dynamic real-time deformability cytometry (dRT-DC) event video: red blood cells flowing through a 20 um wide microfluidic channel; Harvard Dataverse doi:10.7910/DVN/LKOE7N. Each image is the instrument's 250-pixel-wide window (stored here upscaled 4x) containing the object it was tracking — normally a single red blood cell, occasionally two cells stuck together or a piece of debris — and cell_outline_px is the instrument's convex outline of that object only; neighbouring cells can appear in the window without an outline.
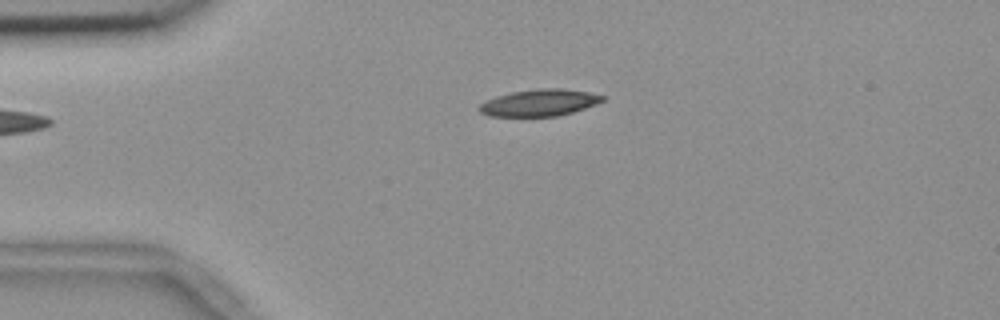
{"species": "common noctule bat (a hibernating species)", "species_latin": "Nyctalus noctula", "temperature_condition": "room temperature", "stored_images_in_passage": 43, "camera_frame_rate_fps": 3000, "um_per_image_px": 0.085, "animal": {"sex": "female", "body_mass_g": 18.4}, "frame": {"image": 1, "passage_image": 1, "time_ms": 0.0, "image_size_px": [1000, 320], "cell_outline_px": [[604, 100], [596, 104], [572, 112], [556, 116], [488, 116], [480, 112], [476, 108], [480, 104], [496, 96], [512, 92], [540, 88], [560, 88], [588, 92], [604, 96]], "centroid_in_image_um": [45.82, 8.73], "position_along_channel_um": 39.2, "area_um2": 19.07}}
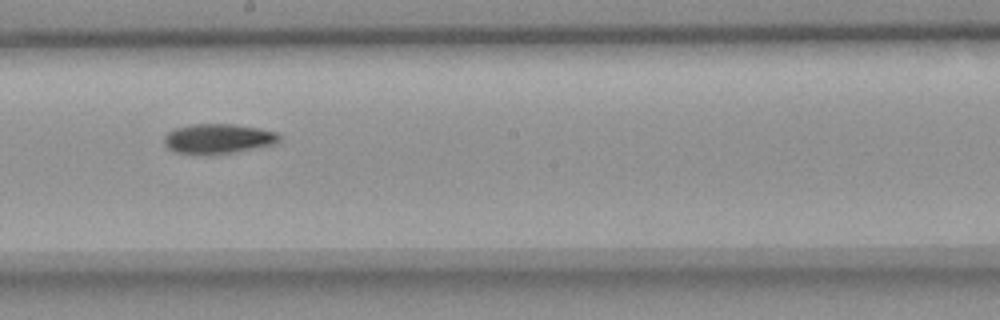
{"frame": {"image": 2, "passage_image": 19, "time_ms": 6.0, "image_size_px": [1000, 320], "cell_outline_px": [[280, 140], [276, 144], [232, 152], [208, 156], [204, 156], [176, 152], [168, 148], [164, 144], [164, 136], [168, 132], [176, 128], [192, 124], [232, 124], [260, 128], [280, 132]], "centroid_in_image_um": [18.55, 11.8], "position_along_channel_um": 229.7, "area_um2": 20.35}}
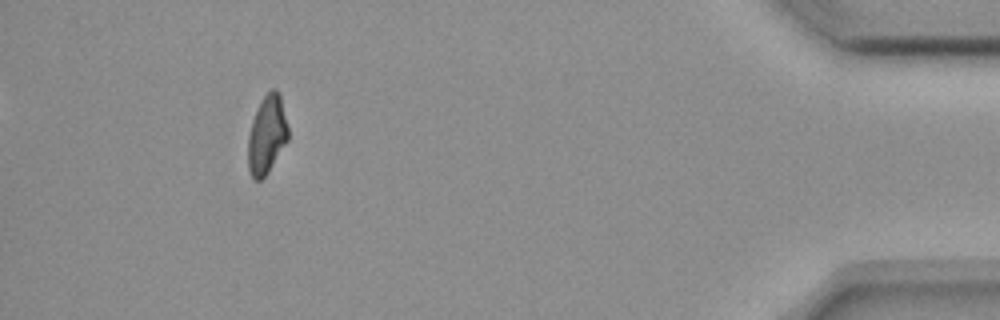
{"frame": {"image": 3, "passage_image": 39, "time_ms": 12.667, "image_size_px": [1000, 320], "cell_outline_px": [[288, 140], [268, 172], [260, 180], [256, 180], [252, 176], [248, 168], [248, 136], [252, 120], [264, 96], [272, 88], [276, 88], [280, 92], [288, 128]], "centroid_in_image_um": [22.69, 11.44], "position_along_channel_um": 412.5, "area_um2": 18.15}, "authors_computed_cell_mechanics": {"area_um2": 19.4208, "velocity_mm_per_s": 3.669, "shape_relaxation_time_tau1_ms": 9.375, "shape_relaxation_time_tau2_ms": null, "deformation_change_tau1": 0.2032, "deformation_change_tau2": null}}